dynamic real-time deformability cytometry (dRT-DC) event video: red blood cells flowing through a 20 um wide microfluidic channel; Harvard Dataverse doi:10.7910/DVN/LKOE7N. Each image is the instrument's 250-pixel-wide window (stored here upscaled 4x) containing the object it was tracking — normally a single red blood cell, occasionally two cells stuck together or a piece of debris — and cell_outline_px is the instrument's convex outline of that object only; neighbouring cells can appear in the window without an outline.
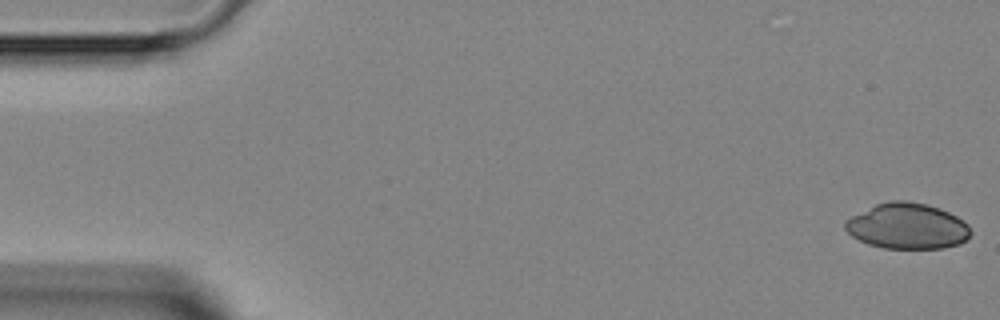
{"species": "Egyptian fruit bat (a non-hibernating species)", "species_latin": "Rousettus aegyptiacus", "temperature_condition": "room temperature", "stored_images_in_passage": 5, "camera_frame_rate_fps": 3000, "um_per_image_px": 0.085, "animal": {"sex": "female"}, "frame": {"image": 1, "passage_image": 1, "time_ms": 0.0, "image_size_px": [1000, 320], "cell_outline_px": [[972, 232], [968, 240], [960, 244], [944, 248], [884, 248], [868, 244], [852, 236], [844, 228], [844, 220], [876, 204], [888, 200], [908, 200], [928, 204], [940, 208], [956, 216], [968, 224]], "centroid_in_image_um": [77.15, 19.21], "position_along_channel_um": 7.9, "area_um2": 33.7}}